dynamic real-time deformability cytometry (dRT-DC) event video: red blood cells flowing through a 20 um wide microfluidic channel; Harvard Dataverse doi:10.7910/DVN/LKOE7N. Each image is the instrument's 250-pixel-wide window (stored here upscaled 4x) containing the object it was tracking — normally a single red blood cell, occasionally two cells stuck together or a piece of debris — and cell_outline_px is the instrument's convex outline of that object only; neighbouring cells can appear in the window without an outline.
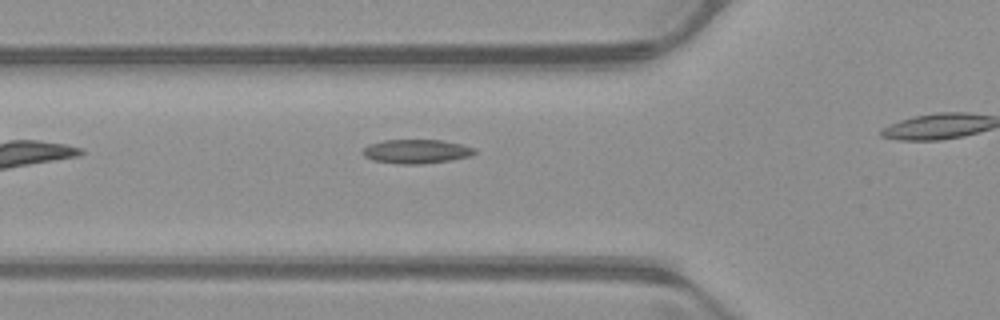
{"species": "common noctule bat (a hibernating species)", "species_latin": "Nyctalus noctula", "temperature_condition": "warm", "stored_images_in_passage": 28, "camera_frame_rate_fps": 3000, "um_per_image_px": 0.085, "animal": {"sex": "male", "body_mass_g": 23.1, "forearm_length_mm": 52.7}, "frame": {"image": 1, "passage_image": 5, "time_ms": 1.333, "image_size_px": [1000, 320], "cell_outline_px": [[476, 152], [468, 156], [448, 160], [424, 164], [396, 164], [372, 160], [364, 156], [360, 152], [368, 144], [384, 140], [440, 140], [460, 144], [476, 148]], "centroid_in_image_um": [35.33, 12.87], "position_along_channel_um": 90.5, "area_um2": 15.66}}
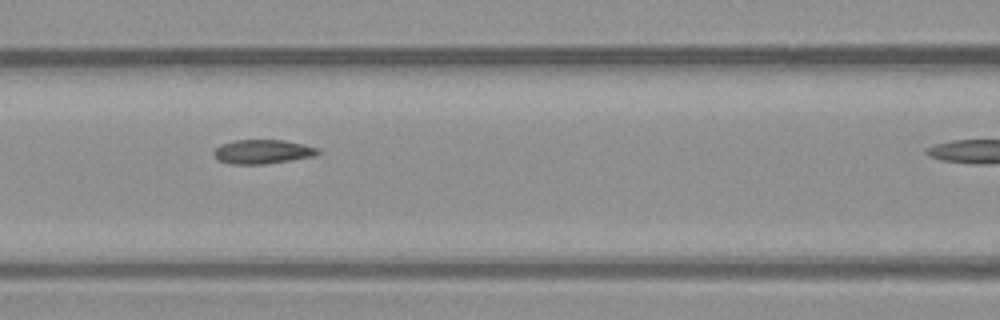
{"frame": {"image": 2, "passage_image": 9, "time_ms": 2.667, "image_size_px": [1000, 320], "cell_outline_px": [[320, 152], [316, 156], [264, 164], [232, 164], [216, 160], [212, 152], [220, 144], [236, 140], [284, 140], [304, 144], [320, 148]], "centroid_in_image_um": [22.32, 12.89], "position_along_channel_um": 144.3, "area_um2": 14.8}}